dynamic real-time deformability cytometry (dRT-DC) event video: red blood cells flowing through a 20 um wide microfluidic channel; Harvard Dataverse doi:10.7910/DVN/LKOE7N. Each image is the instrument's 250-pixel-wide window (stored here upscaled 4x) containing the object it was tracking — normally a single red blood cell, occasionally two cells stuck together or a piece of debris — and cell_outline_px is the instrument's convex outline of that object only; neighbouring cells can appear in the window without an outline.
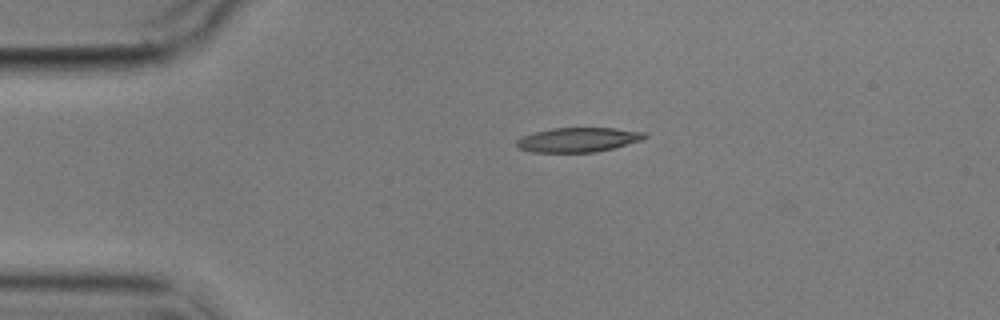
{"species": "common noctule bat (a hibernating species)", "species_latin": "Nyctalus noctula", "temperature_condition": "cold", "stored_images_in_passage": 2, "camera_frame_rate_fps": 3000, "um_per_image_px": 0.085, "animal": {"sex": "male", "body_mass_g": 17.9}, "frame": {"image": 1, "passage_image": 1, "time_ms": 0.0, "image_size_px": [1000, 320], "cell_outline_px": [[648, 136], [644, 140], [596, 152], [532, 152], [516, 148], [516, 140], [524, 136], [536, 132], [552, 128], [616, 128], [644, 132]], "centroid_in_image_um": [49.16, 11.88], "position_along_channel_um": 35.8, "area_um2": 18.26}}